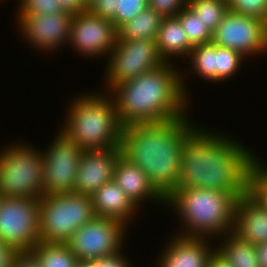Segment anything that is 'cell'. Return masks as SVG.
Here are the masks:
<instances>
[{
  "instance_id": "obj_26",
  "label": "cell",
  "mask_w": 267,
  "mask_h": 267,
  "mask_svg": "<svg viewBox=\"0 0 267 267\" xmlns=\"http://www.w3.org/2000/svg\"><path fill=\"white\" fill-rule=\"evenodd\" d=\"M181 23L187 39L194 47L212 41V32L188 6L182 9L176 16Z\"/></svg>"
},
{
  "instance_id": "obj_10",
  "label": "cell",
  "mask_w": 267,
  "mask_h": 267,
  "mask_svg": "<svg viewBox=\"0 0 267 267\" xmlns=\"http://www.w3.org/2000/svg\"><path fill=\"white\" fill-rule=\"evenodd\" d=\"M57 131L42 149L43 196L74 192L78 165L84 152L60 129Z\"/></svg>"
},
{
  "instance_id": "obj_12",
  "label": "cell",
  "mask_w": 267,
  "mask_h": 267,
  "mask_svg": "<svg viewBox=\"0 0 267 267\" xmlns=\"http://www.w3.org/2000/svg\"><path fill=\"white\" fill-rule=\"evenodd\" d=\"M212 41L217 46L238 51L249 60L267 55L265 22L230 10L213 32Z\"/></svg>"
},
{
  "instance_id": "obj_7",
  "label": "cell",
  "mask_w": 267,
  "mask_h": 267,
  "mask_svg": "<svg viewBox=\"0 0 267 267\" xmlns=\"http://www.w3.org/2000/svg\"><path fill=\"white\" fill-rule=\"evenodd\" d=\"M95 217L91 196L68 192L39 198V241L66 243Z\"/></svg>"
},
{
  "instance_id": "obj_38",
  "label": "cell",
  "mask_w": 267,
  "mask_h": 267,
  "mask_svg": "<svg viewBox=\"0 0 267 267\" xmlns=\"http://www.w3.org/2000/svg\"><path fill=\"white\" fill-rule=\"evenodd\" d=\"M207 267H232L217 251L209 258Z\"/></svg>"
},
{
  "instance_id": "obj_29",
  "label": "cell",
  "mask_w": 267,
  "mask_h": 267,
  "mask_svg": "<svg viewBox=\"0 0 267 267\" xmlns=\"http://www.w3.org/2000/svg\"><path fill=\"white\" fill-rule=\"evenodd\" d=\"M16 4L14 16H32L44 14H57L67 12L57 0H15Z\"/></svg>"
},
{
  "instance_id": "obj_35",
  "label": "cell",
  "mask_w": 267,
  "mask_h": 267,
  "mask_svg": "<svg viewBox=\"0 0 267 267\" xmlns=\"http://www.w3.org/2000/svg\"><path fill=\"white\" fill-rule=\"evenodd\" d=\"M10 267H40V264L30 251L17 252L12 258Z\"/></svg>"
},
{
  "instance_id": "obj_1",
  "label": "cell",
  "mask_w": 267,
  "mask_h": 267,
  "mask_svg": "<svg viewBox=\"0 0 267 267\" xmlns=\"http://www.w3.org/2000/svg\"><path fill=\"white\" fill-rule=\"evenodd\" d=\"M203 126L200 124L182 146L181 174L175 190L210 189L240 199L247 194L253 148L233 134L216 131L215 126Z\"/></svg>"
},
{
  "instance_id": "obj_24",
  "label": "cell",
  "mask_w": 267,
  "mask_h": 267,
  "mask_svg": "<svg viewBox=\"0 0 267 267\" xmlns=\"http://www.w3.org/2000/svg\"><path fill=\"white\" fill-rule=\"evenodd\" d=\"M30 252L40 267H76L79 262L65 243L38 242Z\"/></svg>"
},
{
  "instance_id": "obj_27",
  "label": "cell",
  "mask_w": 267,
  "mask_h": 267,
  "mask_svg": "<svg viewBox=\"0 0 267 267\" xmlns=\"http://www.w3.org/2000/svg\"><path fill=\"white\" fill-rule=\"evenodd\" d=\"M248 61L236 50L217 46L216 51V82L229 81L237 75L241 66ZM237 73V74H236Z\"/></svg>"
},
{
  "instance_id": "obj_39",
  "label": "cell",
  "mask_w": 267,
  "mask_h": 267,
  "mask_svg": "<svg viewBox=\"0 0 267 267\" xmlns=\"http://www.w3.org/2000/svg\"><path fill=\"white\" fill-rule=\"evenodd\" d=\"M256 253L260 267H267V242L256 245Z\"/></svg>"
},
{
  "instance_id": "obj_14",
  "label": "cell",
  "mask_w": 267,
  "mask_h": 267,
  "mask_svg": "<svg viewBox=\"0 0 267 267\" xmlns=\"http://www.w3.org/2000/svg\"><path fill=\"white\" fill-rule=\"evenodd\" d=\"M116 42L117 28L112 21L95 16L89 10L73 15L68 47L76 55L84 59H105Z\"/></svg>"
},
{
  "instance_id": "obj_20",
  "label": "cell",
  "mask_w": 267,
  "mask_h": 267,
  "mask_svg": "<svg viewBox=\"0 0 267 267\" xmlns=\"http://www.w3.org/2000/svg\"><path fill=\"white\" fill-rule=\"evenodd\" d=\"M156 43L159 53L166 63L177 64L175 60L181 58L183 62L193 48L177 17L163 18Z\"/></svg>"
},
{
  "instance_id": "obj_21",
  "label": "cell",
  "mask_w": 267,
  "mask_h": 267,
  "mask_svg": "<svg viewBox=\"0 0 267 267\" xmlns=\"http://www.w3.org/2000/svg\"><path fill=\"white\" fill-rule=\"evenodd\" d=\"M216 51L217 45L211 41L209 43L194 46L189 56L186 58V60L189 59L190 62H187V64H189L186 66L187 69H181V84L184 93L190 100L194 97H190L191 92L187 86V83L189 82H186L188 75L191 77V74H193L194 76L201 78L203 80L202 82L205 80L206 83L216 84Z\"/></svg>"
},
{
  "instance_id": "obj_28",
  "label": "cell",
  "mask_w": 267,
  "mask_h": 267,
  "mask_svg": "<svg viewBox=\"0 0 267 267\" xmlns=\"http://www.w3.org/2000/svg\"><path fill=\"white\" fill-rule=\"evenodd\" d=\"M247 195L260 207L267 209V169L255 157L247 180Z\"/></svg>"
},
{
  "instance_id": "obj_42",
  "label": "cell",
  "mask_w": 267,
  "mask_h": 267,
  "mask_svg": "<svg viewBox=\"0 0 267 267\" xmlns=\"http://www.w3.org/2000/svg\"><path fill=\"white\" fill-rule=\"evenodd\" d=\"M96 0H84L85 4L89 7L92 5Z\"/></svg>"
},
{
  "instance_id": "obj_41",
  "label": "cell",
  "mask_w": 267,
  "mask_h": 267,
  "mask_svg": "<svg viewBox=\"0 0 267 267\" xmlns=\"http://www.w3.org/2000/svg\"><path fill=\"white\" fill-rule=\"evenodd\" d=\"M254 157L262 164L264 165V167L267 169V163L265 162V160L263 161V159L258 156L256 153H254Z\"/></svg>"
},
{
  "instance_id": "obj_33",
  "label": "cell",
  "mask_w": 267,
  "mask_h": 267,
  "mask_svg": "<svg viewBox=\"0 0 267 267\" xmlns=\"http://www.w3.org/2000/svg\"><path fill=\"white\" fill-rule=\"evenodd\" d=\"M125 248L126 247L124 246L114 254L100 257L91 262L96 267H135L134 264L132 265L131 263L130 256L127 257L128 254L125 253L127 252L126 250L124 251Z\"/></svg>"
},
{
  "instance_id": "obj_43",
  "label": "cell",
  "mask_w": 267,
  "mask_h": 267,
  "mask_svg": "<svg viewBox=\"0 0 267 267\" xmlns=\"http://www.w3.org/2000/svg\"><path fill=\"white\" fill-rule=\"evenodd\" d=\"M264 22H265V30H266V35H267V16Z\"/></svg>"
},
{
  "instance_id": "obj_9",
  "label": "cell",
  "mask_w": 267,
  "mask_h": 267,
  "mask_svg": "<svg viewBox=\"0 0 267 267\" xmlns=\"http://www.w3.org/2000/svg\"><path fill=\"white\" fill-rule=\"evenodd\" d=\"M0 241L16 252H28L39 241V199L3 197Z\"/></svg>"
},
{
  "instance_id": "obj_31",
  "label": "cell",
  "mask_w": 267,
  "mask_h": 267,
  "mask_svg": "<svg viewBox=\"0 0 267 267\" xmlns=\"http://www.w3.org/2000/svg\"><path fill=\"white\" fill-rule=\"evenodd\" d=\"M148 7V0H117L115 27L118 28Z\"/></svg>"
},
{
  "instance_id": "obj_32",
  "label": "cell",
  "mask_w": 267,
  "mask_h": 267,
  "mask_svg": "<svg viewBox=\"0 0 267 267\" xmlns=\"http://www.w3.org/2000/svg\"><path fill=\"white\" fill-rule=\"evenodd\" d=\"M187 6V0H148V7L163 17H176Z\"/></svg>"
},
{
  "instance_id": "obj_4",
  "label": "cell",
  "mask_w": 267,
  "mask_h": 267,
  "mask_svg": "<svg viewBox=\"0 0 267 267\" xmlns=\"http://www.w3.org/2000/svg\"><path fill=\"white\" fill-rule=\"evenodd\" d=\"M237 200L224 191L189 188L173 190L164 206L179 220L176 235L216 240L232 232Z\"/></svg>"
},
{
  "instance_id": "obj_11",
  "label": "cell",
  "mask_w": 267,
  "mask_h": 267,
  "mask_svg": "<svg viewBox=\"0 0 267 267\" xmlns=\"http://www.w3.org/2000/svg\"><path fill=\"white\" fill-rule=\"evenodd\" d=\"M129 228L122 222L95 216L65 243L79 261H92L118 252L126 245Z\"/></svg>"
},
{
  "instance_id": "obj_22",
  "label": "cell",
  "mask_w": 267,
  "mask_h": 267,
  "mask_svg": "<svg viewBox=\"0 0 267 267\" xmlns=\"http://www.w3.org/2000/svg\"><path fill=\"white\" fill-rule=\"evenodd\" d=\"M215 249L232 267H260L256 245L238 238L232 232L216 239Z\"/></svg>"
},
{
  "instance_id": "obj_23",
  "label": "cell",
  "mask_w": 267,
  "mask_h": 267,
  "mask_svg": "<svg viewBox=\"0 0 267 267\" xmlns=\"http://www.w3.org/2000/svg\"><path fill=\"white\" fill-rule=\"evenodd\" d=\"M163 16L147 7L117 28V40H153L157 38Z\"/></svg>"
},
{
  "instance_id": "obj_8",
  "label": "cell",
  "mask_w": 267,
  "mask_h": 267,
  "mask_svg": "<svg viewBox=\"0 0 267 267\" xmlns=\"http://www.w3.org/2000/svg\"><path fill=\"white\" fill-rule=\"evenodd\" d=\"M104 63L102 92H109L115 85L131 80L166 62L161 57L156 39L117 40Z\"/></svg>"
},
{
  "instance_id": "obj_3",
  "label": "cell",
  "mask_w": 267,
  "mask_h": 267,
  "mask_svg": "<svg viewBox=\"0 0 267 267\" xmlns=\"http://www.w3.org/2000/svg\"><path fill=\"white\" fill-rule=\"evenodd\" d=\"M175 65L166 63L117 84L108 92L115 102L123 127L166 122L185 117L191 112L189 108L193 106V100L184 93L181 68Z\"/></svg>"
},
{
  "instance_id": "obj_2",
  "label": "cell",
  "mask_w": 267,
  "mask_h": 267,
  "mask_svg": "<svg viewBox=\"0 0 267 267\" xmlns=\"http://www.w3.org/2000/svg\"><path fill=\"white\" fill-rule=\"evenodd\" d=\"M190 114L166 122L123 127L122 155L147 175L164 198L175 190L180 179L182 146L199 126Z\"/></svg>"
},
{
  "instance_id": "obj_5",
  "label": "cell",
  "mask_w": 267,
  "mask_h": 267,
  "mask_svg": "<svg viewBox=\"0 0 267 267\" xmlns=\"http://www.w3.org/2000/svg\"><path fill=\"white\" fill-rule=\"evenodd\" d=\"M98 90L75 93L66 103L63 124H59L60 130L84 150H106L121 145L123 126L115 102L107 92Z\"/></svg>"
},
{
  "instance_id": "obj_16",
  "label": "cell",
  "mask_w": 267,
  "mask_h": 267,
  "mask_svg": "<svg viewBox=\"0 0 267 267\" xmlns=\"http://www.w3.org/2000/svg\"><path fill=\"white\" fill-rule=\"evenodd\" d=\"M169 238L156 256L158 259L155 258L157 262L153 264L154 267H207L210 256L216 251L215 240L210 238L176 234Z\"/></svg>"
},
{
  "instance_id": "obj_40",
  "label": "cell",
  "mask_w": 267,
  "mask_h": 267,
  "mask_svg": "<svg viewBox=\"0 0 267 267\" xmlns=\"http://www.w3.org/2000/svg\"><path fill=\"white\" fill-rule=\"evenodd\" d=\"M76 267H96L91 261H79Z\"/></svg>"
},
{
  "instance_id": "obj_34",
  "label": "cell",
  "mask_w": 267,
  "mask_h": 267,
  "mask_svg": "<svg viewBox=\"0 0 267 267\" xmlns=\"http://www.w3.org/2000/svg\"><path fill=\"white\" fill-rule=\"evenodd\" d=\"M116 2L117 0H96L88 10L95 16L112 21L115 25Z\"/></svg>"
},
{
  "instance_id": "obj_18",
  "label": "cell",
  "mask_w": 267,
  "mask_h": 267,
  "mask_svg": "<svg viewBox=\"0 0 267 267\" xmlns=\"http://www.w3.org/2000/svg\"><path fill=\"white\" fill-rule=\"evenodd\" d=\"M91 200L95 216L116 219L128 228L132 227L131 222H134V219L137 221L136 216L140 214V209L114 180L99 188L91 196Z\"/></svg>"
},
{
  "instance_id": "obj_36",
  "label": "cell",
  "mask_w": 267,
  "mask_h": 267,
  "mask_svg": "<svg viewBox=\"0 0 267 267\" xmlns=\"http://www.w3.org/2000/svg\"><path fill=\"white\" fill-rule=\"evenodd\" d=\"M57 3H60L65 11L73 14L82 13L89 9L84 0H57Z\"/></svg>"
},
{
  "instance_id": "obj_15",
  "label": "cell",
  "mask_w": 267,
  "mask_h": 267,
  "mask_svg": "<svg viewBox=\"0 0 267 267\" xmlns=\"http://www.w3.org/2000/svg\"><path fill=\"white\" fill-rule=\"evenodd\" d=\"M121 146L106 150H84L74 185V192L92 196L104 184L114 179Z\"/></svg>"
},
{
  "instance_id": "obj_30",
  "label": "cell",
  "mask_w": 267,
  "mask_h": 267,
  "mask_svg": "<svg viewBox=\"0 0 267 267\" xmlns=\"http://www.w3.org/2000/svg\"><path fill=\"white\" fill-rule=\"evenodd\" d=\"M229 10L265 21L267 16V0H228Z\"/></svg>"
},
{
  "instance_id": "obj_17",
  "label": "cell",
  "mask_w": 267,
  "mask_h": 267,
  "mask_svg": "<svg viewBox=\"0 0 267 267\" xmlns=\"http://www.w3.org/2000/svg\"><path fill=\"white\" fill-rule=\"evenodd\" d=\"M113 180L139 209L147 202L165 209V198L150 183L147 175L123 155L117 160Z\"/></svg>"
},
{
  "instance_id": "obj_6",
  "label": "cell",
  "mask_w": 267,
  "mask_h": 267,
  "mask_svg": "<svg viewBox=\"0 0 267 267\" xmlns=\"http://www.w3.org/2000/svg\"><path fill=\"white\" fill-rule=\"evenodd\" d=\"M22 140L0 148V193L2 197L39 199L43 196L42 149Z\"/></svg>"
},
{
  "instance_id": "obj_13",
  "label": "cell",
  "mask_w": 267,
  "mask_h": 267,
  "mask_svg": "<svg viewBox=\"0 0 267 267\" xmlns=\"http://www.w3.org/2000/svg\"><path fill=\"white\" fill-rule=\"evenodd\" d=\"M73 13L62 12L32 16H14L18 36L38 53L51 55L67 47L70 39ZM65 46V47H64ZM36 48V49H35ZM51 52V53H49Z\"/></svg>"
},
{
  "instance_id": "obj_25",
  "label": "cell",
  "mask_w": 267,
  "mask_h": 267,
  "mask_svg": "<svg viewBox=\"0 0 267 267\" xmlns=\"http://www.w3.org/2000/svg\"><path fill=\"white\" fill-rule=\"evenodd\" d=\"M187 6L212 33L229 11L228 0H187Z\"/></svg>"
},
{
  "instance_id": "obj_37",
  "label": "cell",
  "mask_w": 267,
  "mask_h": 267,
  "mask_svg": "<svg viewBox=\"0 0 267 267\" xmlns=\"http://www.w3.org/2000/svg\"><path fill=\"white\" fill-rule=\"evenodd\" d=\"M16 253L13 248L0 241V267H10Z\"/></svg>"
},
{
  "instance_id": "obj_19",
  "label": "cell",
  "mask_w": 267,
  "mask_h": 267,
  "mask_svg": "<svg viewBox=\"0 0 267 267\" xmlns=\"http://www.w3.org/2000/svg\"><path fill=\"white\" fill-rule=\"evenodd\" d=\"M232 233L254 245L267 242V209L245 194L237 200Z\"/></svg>"
}]
</instances>
